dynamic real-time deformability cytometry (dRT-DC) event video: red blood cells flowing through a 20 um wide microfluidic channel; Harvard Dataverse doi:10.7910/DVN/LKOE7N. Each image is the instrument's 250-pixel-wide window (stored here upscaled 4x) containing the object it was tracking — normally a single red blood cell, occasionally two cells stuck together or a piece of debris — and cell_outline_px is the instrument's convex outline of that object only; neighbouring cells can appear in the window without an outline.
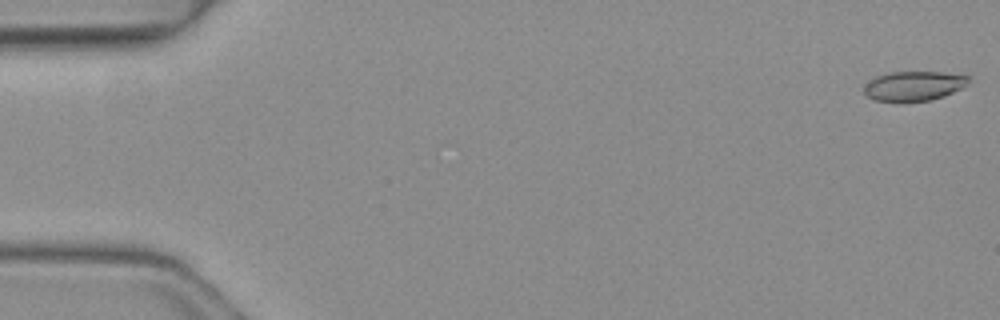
{"species": "common noctule bat (a hibernating species)", "species_latin": "Nyctalus noctula", "temperature_condition": "warm", "stored_images_in_passage": 6, "camera_frame_rate_fps": 3000, "um_per_image_px": 0.085, "animal": {"sex": "female", "body_mass_g": 19.3, "forearm_length_mm": 54.1}, "frame": {"image": 1, "passage_image": 1, "time_ms": 0.0, "image_size_px": [1000, 320], "cell_outline_px": [[968, 80], [960, 88], [944, 96], [932, 100], [872, 100], [864, 92], [864, 88], [876, 76], [888, 72], [944, 72], [968, 76]], "centroid_in_image_um": [77.66, 7.28], "position_along_channel_um": 7.3, "area_um2": 17.4}}
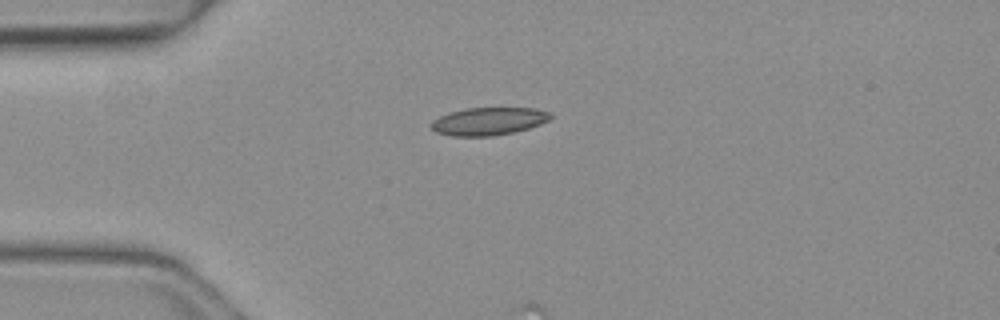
{"frame": {"image": 2, "passage_image": 4, "time_ms": 1.0, "image_size_px": [1000, 320], "cell_outline_px": [[552, 116], [548, 120], [540, 124], [528, 128], [512, 132], [492, 136], [452, 136], [436, 132], [432, 128], [432, 120], [448, 112], [464, 108], [532, 108], [548, 112]], "centroid_in_image_um": [41.49, 10.3], "position_along_channel_um": 43.5, "area_um2": 19.13}}